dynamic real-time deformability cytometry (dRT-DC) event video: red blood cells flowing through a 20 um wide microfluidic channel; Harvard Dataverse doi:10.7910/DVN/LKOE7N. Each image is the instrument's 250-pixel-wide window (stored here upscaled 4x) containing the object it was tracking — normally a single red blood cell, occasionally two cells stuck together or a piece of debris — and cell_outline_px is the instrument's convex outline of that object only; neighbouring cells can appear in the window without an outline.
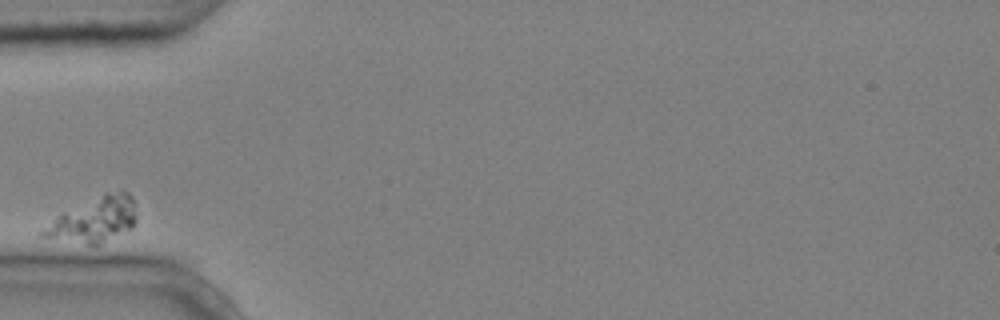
{"species": "common noctule bat (a hibernating species)", "species_latin": "Nyctalus noctula", "temperature_condition": "cold", "stored_images_in_passage": 4, "camera_frame_rate_fps": 3000, "um_per_image_px": 0.085, "animal": {"sex": "male", "body_mass_g": 20.4}, "frame": {"image": 1, "passage_image": 1, "time_ms": 0.0, "image_size_px": [1000, 320], "cell_outline_px": [[136, 224], [132, 228], [96, 248], [44, 236], [40, 232], [64, 212], [104, 192], [120, 188], [128, 192], [132, 196], [136, 212]], "centroid_in_image_um": [8.11, 18.69], "position_along_channel_um": 76.9, "area_um2": 24.8}}